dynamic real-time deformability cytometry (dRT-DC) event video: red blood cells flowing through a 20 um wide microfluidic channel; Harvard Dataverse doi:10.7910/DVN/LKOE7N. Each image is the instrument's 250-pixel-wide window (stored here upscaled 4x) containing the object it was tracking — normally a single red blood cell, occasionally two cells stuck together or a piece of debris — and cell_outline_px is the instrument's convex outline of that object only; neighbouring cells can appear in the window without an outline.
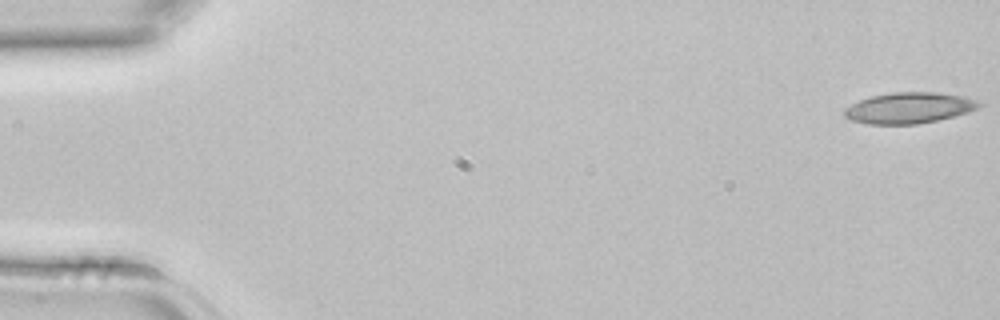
{"species": "common noctule bat (a hibernating species)", "species_latin": "Nyctalus noctula", "temperature_condition": "room temperature", "stored_images_in_passage": 43, "camera_frame_rate_fps": 3000, "um_per_image_px": 0.085, "animal": {"sex": "female", "body_mass_g": 22.7, "forearm_length_mm": 54.2}, "frame": {"image": 1, "passage_image": 1, "time_ms": 0.0, "image_size_px": [1000, 320], "cell_outline_px": [[984, 104], [980, 108], [968, 112], [936, 120], [916, 124], [864, 124], [852, 120], [844, 116], [844, 108], [860, 100], [872, 96], [892, 92], [936, 92], [964, 96], [976, 100]], "centroid_in_image_um": [77.28, 9.17], "position_along_channel_um": 7.7, "area_um2": 24.28}}
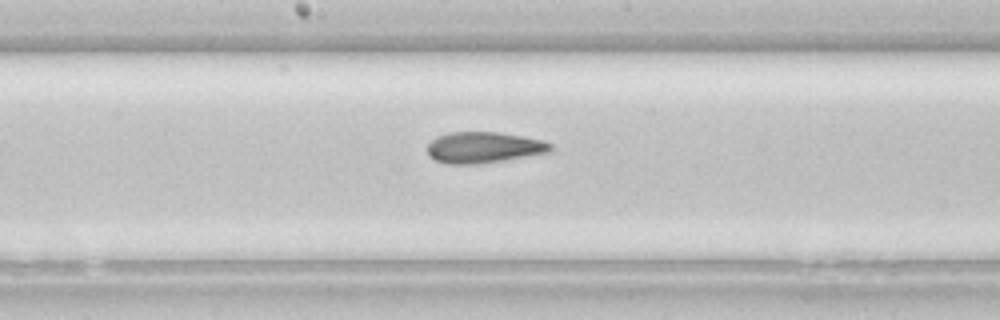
{"frame": {"image": 2, "passage_image": 23, "time_ms": 7.333, "image_size_px": [1000, 320], "cell_outline_px": [[556, 148], [548, 152], [476, 164], [448, 164], [436, 160], [428, 156], [428, 144], [436, 136], [448, 132], [496, 132], [524, 136], [544, 140], [552, 144]], "centroid_in_image_um": [41.11, 12.52], "position_along_channel_um": 207.1, "area_um2": 22.25}}
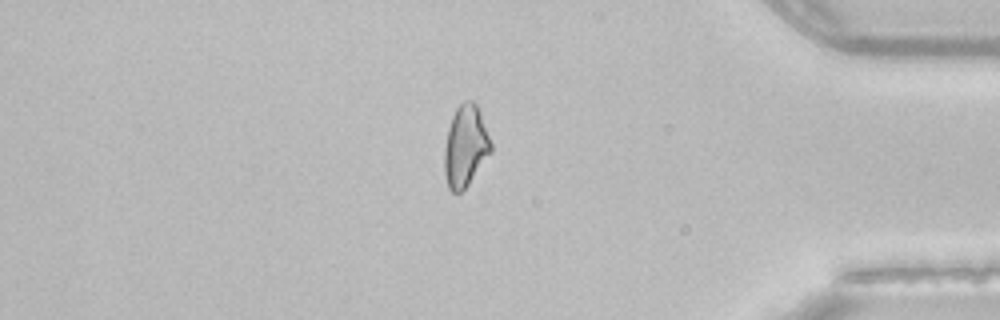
{"frame": {"image": 3, "passage_image": 37, "time_ms": 12.0, "image_size_px": [1000, 320], "cell_outline_px": [[492, 152], [468, 184], [460, 192], [452, 192], [448, 188], [444, 172], [444, 148], [448, 128], [452, 116], [456, 108], [464, 100], [472, 100], [476, 104], [480, 112], [492, 144]], "centroid_in_image_um": [39.56, 12.41], "position_along_channel_um": 395.6, "area_um2": 22.08}}